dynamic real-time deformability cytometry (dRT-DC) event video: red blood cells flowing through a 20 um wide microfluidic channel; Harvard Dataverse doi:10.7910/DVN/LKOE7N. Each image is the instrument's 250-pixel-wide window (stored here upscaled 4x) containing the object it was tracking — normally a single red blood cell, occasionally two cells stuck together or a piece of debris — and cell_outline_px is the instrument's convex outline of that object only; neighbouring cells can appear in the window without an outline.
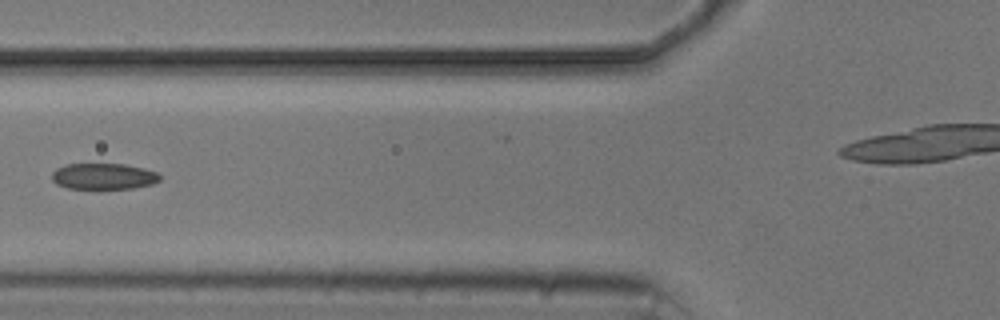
{"species": "common noctule bat (a hibernating species)", "species_latin": "Nyctalus noctula", "temperature_condition": "cold", "stored_images_in_passage": 6, "camera_frame_rate_fps": 3000, "um_per_image_px": 0.085, "animal": {"sex": "male", "body_mass_g": 20.5, "forearm_length_mm": 52.5}, "frame": {"image": 1, "passage_image": 6, "time_ms": 5.667, "image_size_px": [1000, 320], "cell_outline_px": [[160, 180], [152, 184], [132, 188], [68, 188], [56, 184], [52, 180], [52, 172], [56, 168], [64, 164], [124, 164], [144, 168], [156, 172], [160, 176]], "centroid_in_image_um": [8.78, 14.98], "position_along_channel_um": 117.0, "area_um2": 16.36}}